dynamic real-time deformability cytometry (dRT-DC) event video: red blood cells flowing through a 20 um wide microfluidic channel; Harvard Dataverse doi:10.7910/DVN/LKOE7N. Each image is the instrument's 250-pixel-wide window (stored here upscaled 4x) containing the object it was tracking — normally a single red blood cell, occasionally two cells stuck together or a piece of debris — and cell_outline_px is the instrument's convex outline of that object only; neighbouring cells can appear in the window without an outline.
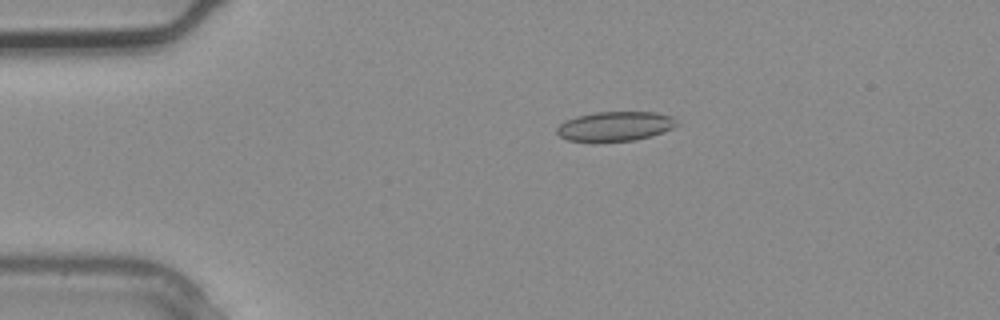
{"species": "common noctule bat (a hibernating species)", "species_latin": "Nyctalus noctula", "temperature_condition": "warm", "stored_images_in_passage": 3, "camera_frame_rate_fps": 3000, "um_per_image_px": 0.085, "animal": {"sex": "male", "body_mass_g": 20.4}, "frame": {"image": 1, "passage_image": 2, "time_ms": 0.333, "image_size_px": [1000, 320], "cell_outline_px": [[680, 124], [664, 132], [636, 140], [568, 140], [560, 136], [556, 132], [556, 128], [564, 120], [576, 116], [596, 112], [656, 112], [672, 116]], "centroid_in_image_um": [52.32, 10.71], "position_along_channel_um": 32.7, "area_um2": 20.4}}